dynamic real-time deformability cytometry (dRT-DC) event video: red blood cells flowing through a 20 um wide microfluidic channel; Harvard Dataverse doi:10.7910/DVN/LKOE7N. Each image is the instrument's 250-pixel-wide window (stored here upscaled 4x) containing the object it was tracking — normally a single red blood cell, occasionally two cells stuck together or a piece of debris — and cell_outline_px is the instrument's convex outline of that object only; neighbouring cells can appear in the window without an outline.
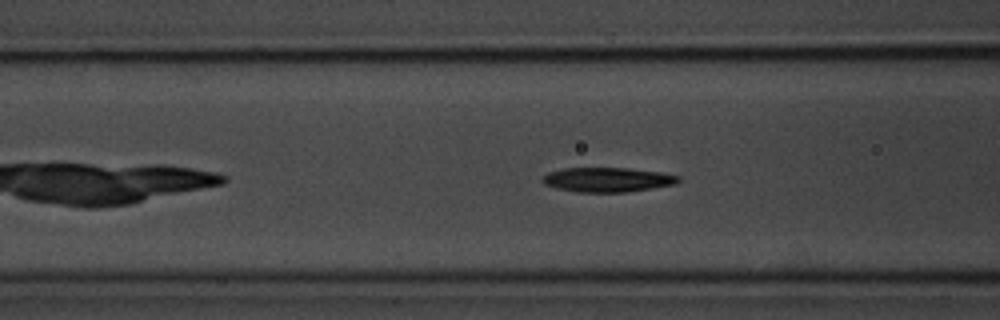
{"species": "common noctule bat (a hibernating species)", "species_latin": "Nyctalus noctula", "temperature_condition": "room temperature", "stored_images_in_passage": 43, "camera_frame_rate_fps": 3000, "um_per_image_px": 0.085, "animal": {"sex": "male", "body_mass_g": 20.1, "forearm_length_mm": 53.5}, "frame": {"image": 1, "passage_image": 8, "time_ms": 2.333, "image_size_px": [1000, 320], "cell_outline_px": [[680, 180], [676, 184], [628, 192], [576, 192], [556, 188], [544, 184], [540, 180], [548, 172], [564, 168], [628, 168], [664, 172], [680, 176]], "centroid_in_image_um": [51.65, 15.27], "position_along_channel_um": 114.9, "area_um2": 19.59}}
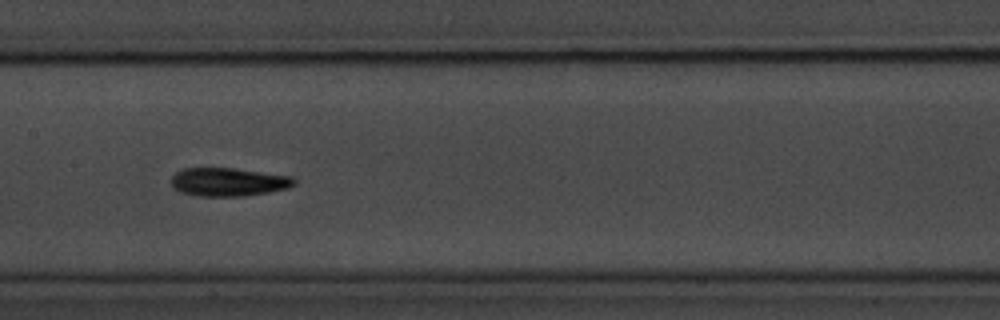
{"frame": {"image": 2, "passage_image": 14, "time_ms": 4.333, "image_size_px": [1000, 320], "cell_outline_px": [[296, 184], [288, 188], [268, 192], [244, 196], [200, 196], [180, 192], [172, 188], [172, 176], [176, 172], [184, 168], [232, 168], [292, 176], [296, 180]], "centroid_in_image_um": [19.41, 15.47], "position_along_channel_um": 188.0, "area_um2": 20.35}}
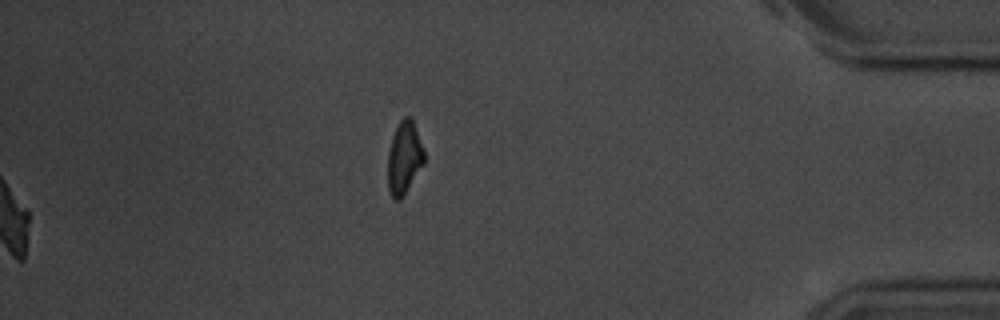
{"frame": {"image": 3, "passage_image": 43, "time_ms": 14.0, "image_size_px": [1000, 320], "cell_outline_px": [[424, 164], [404, 196], [400, 200], [396, 200], [392, 196], [388, 188], [388, 152], [392, 136], [400, 120], [404, 116], [412, 116], [424, 152]], "centroid_in_image_um": [34.36, 13.41], "position_along_channel_um": 400.8, "area_um2": 15.49}, "authors_computed_cell_mechanics": {"area_um2": 19.5364, "velocity_mm_per_s": 3.6419, "shape_relaxation_time_tau1_ms": 2.9044, "shape_relaxation_time_tau2_ms": 9.711, "deformation_change_tau1": 0.1798, "deformation_change_tau2": 0.2057}}